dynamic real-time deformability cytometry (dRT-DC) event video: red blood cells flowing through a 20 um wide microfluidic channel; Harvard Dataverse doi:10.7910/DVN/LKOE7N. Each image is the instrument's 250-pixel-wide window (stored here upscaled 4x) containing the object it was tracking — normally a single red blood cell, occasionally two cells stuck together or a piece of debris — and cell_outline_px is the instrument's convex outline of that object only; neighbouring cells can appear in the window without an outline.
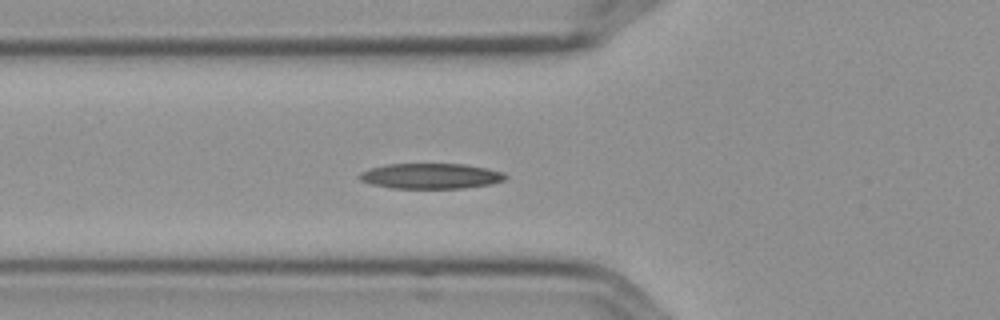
{"species": "Egyptian fruit bat (a non-hibernating species)", "species_latin": "Rousettus aegyptiacus", "temperature_condition": "cold", "stored_images_in_passage": 5, "camera_frame_rate_fps": 3000, "um_per_image_px": 0.085, "frame": {"image": 1, "passage_image": 5, "time_ms": 1.333, "image_size_px": [1000, 320], "cell_outline_px": [[508, 176], [504, 180], [492, 184], [464, 188], [392, 188], [372, 184], [360, 180], [356, 176], [360, 172], [368, 168], [388, 164], [464, 164], [484, 168], [500, 172]], "centroid_in_image_um": [36.56, 14.96], "position_along_channel_um": 89.2, "area_um2": 21.56}}